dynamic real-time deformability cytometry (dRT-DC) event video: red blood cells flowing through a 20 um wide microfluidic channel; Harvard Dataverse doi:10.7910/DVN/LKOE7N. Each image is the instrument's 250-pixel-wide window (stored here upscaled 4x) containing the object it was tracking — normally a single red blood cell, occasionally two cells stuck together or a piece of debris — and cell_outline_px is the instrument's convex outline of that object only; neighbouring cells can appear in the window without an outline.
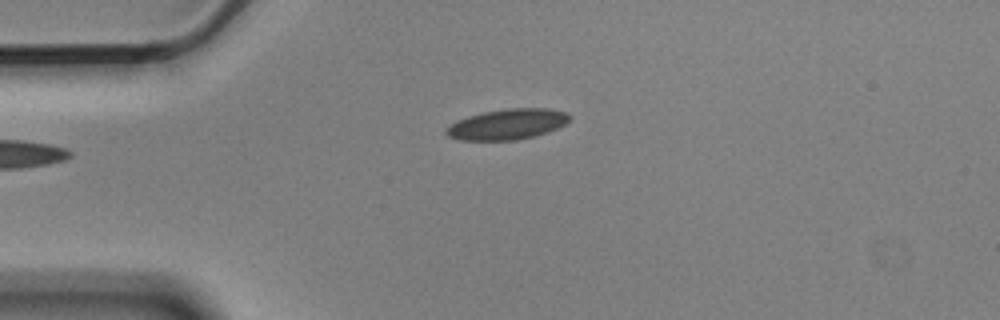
{"species": "Egyptian fruit bat (a non-hibernating species)", "species_latin": "Rousettus aegyptiacus", "temperature_condition": "cold", "stored_images_in_passage": 2, "camera_frame_rate_fps": 3000, "um_per_image_px": 0.085, "animal": {"sex": "male"}, "frame": {"image": 1, "passage_image": 1, "time_ms": 0.0, "image_size_px": [1000, 320], "cell_outline_px": [[572, 116], [564, 124], [548, 132], [516, 140], [460, 140], [448, 136], [444, 132], [444, 128], [456, 120], [468, 116], [484, 112], [508, 108], [548, 108], [568, 112]], "centroid_in_image_um": [43.1, 10.55], "position_along_channel_um": 41.9, "area_um2": 22.02}}